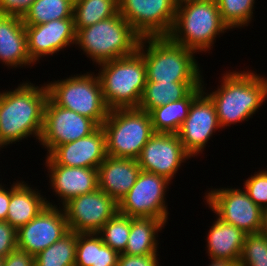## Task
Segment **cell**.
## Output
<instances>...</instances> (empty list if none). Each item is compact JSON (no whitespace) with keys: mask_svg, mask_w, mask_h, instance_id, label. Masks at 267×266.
Instances as JSON below:
<instances>
[{"mask_svg":"<svg viewBox=\"0 0 267 266\" xmlns=\"http://www.w3.org/2000/svg\"><path fill=\"white\" fill-rule=\"evenodd\" d=\"M47 99L46 83L24 81L15 90L1 91L0 141L7 147L31 136L39 142Z\"/></svg>","mask_w":267,"mask_h":266,"instance_id":"cell-1","label":"cell"},{"mask_svg":"<svg viewBox=\"0 0 267 266\" xmlns=\"http://www.w3.org/2000/svg\"><path fill=\"white\" fill-rule=\"evenodd\" d=\"M221 85L212 92L203 91L213 101L221 129L248 121L267 100V78L255 71H226Z\"/></svg>","mask_w":267,"mask_h":266,"instance_id":"cell-2","label":"cell"},{"mask_svg":"<svg viewBox=\"0 0 267 266\" xmlns=\"http://www.w3.org/2000/svg\"><path fill=\"white\" fill-rule=\"evenodd\" d=\"M137 50L146 64V82H202L204 78L195 59L198 53L168 36L143 37Z\"/></svg>","mask_w":267,"mask_h":266,"instance_id":"cell-3","label":"cell"},{"mask_svg":"<svg viewBox=\"0 0 267 266\" xmlns=\"http://www.w3.org/2000/svg\"><path fill=\"white\" fill-rule=\"evenodd\" d=\"M227 30L230 29L222 21L215 0H178L175 21L168 37L198 54L210 53L217 36Z\"/></svg>","mask_w":267,"mask_h":266,"instance_id":"cell-4","label":"cell"},{"mask_svg":"<svg viewBox=\"0 0 267 266\" xmlns=\"http://www.w3.org/2000/svg\"><path fill=\"white\" fill-rule=\"evenodd\" d=\"M98 68L107 107L138 108L147 80L142 54L136 50L132 55L102 62Z\"/></svg>","mask_w":267,"mask_h":266,"instance_id":"cell-5","label":"cell"},{"mask_svg":"<svg viewBox=\"0 0 267 266\" xmlns=\"http://www.w3.org/2000/svg\"><path fill=\"white\" fill-rule=\"evenodd\" d=\"M141 37L118 12L115 16L76 32L77 45L95 66L108 60L132 55Z\"/></svg>","mask_w":267,"mask_h":266,"instance_id":"cell-6","label":"cell"},{"mask_svg":"<svg viewBox=\"0 0 267 266\" xmlns=\"http://www.w3.org/2000/svg\"><path fill=\"white\" fill-rule=\"evenodd\" d=\"M102 128L108 156L136 160L155 133L150 114L138 108L110 110Z\"/></svg>","mask_w":267,"mask_h":266,"instance_id":"cell-7","label":"cell"},{"mask_svg":"<svg viewBox=\"0 0 267 266\" xmlns=\"http://www.w3.org/2000/svg\"><path fill=\"white\" fill-rule=\"evenodd\" d=\"M95 72L76 74L62 80L46 83L48 97L58 106L70 109L92 119L102 126L110 109L107 107L102 86Z\"/></svg>","mask_w":267,"mask_h":266,"instance_id":"cell-8","label":"cell"},{"mask_svg":"<svg viewBox=\"0 0 267 266\" xmlns=\"http://www.w3.org/2000/svg\"><path fill=\"white\" fill-rule=\"evenodd\" d=\"M171 181L163 176L141 171L130 191L118 203V212L131 218H155L168 221L166 192Z\"/></svg>","mask_w":267,"mask_h":266,"instance_id":"cell-9","label":"cell"},{"mask_svg":"<svg viewBox=\"0 0 267 266\" xmlns=\"http://www.w3.org/2000/svg\"><path fill=\"white\" fill-rule=\"evenodd\" d=\"M203 196L217 217L247 233L263 231L264 211L255 204L243 188H211Z\"/></svg>","mask_w":267,"mask_h":266,"instance_id":"cell-10","label":"cell"},{"mask_svg":"<svg viewBox=\"0 0 267 266\" xmlns=\"http://www.w3.org/2000/svg\"><path fill=\"white\" fill-rule=\"evenodd\" d=\"M119 13L141 37L168 36L178 0H118Z\"/></svg>","mask_w":267,"mask_h":266,"instance_id":"cell-11","label":"cell"},{"mask_svg":"<svg viewBox=\"0 0 267 266\" xmlns=\"http://www.w3.org/2000/svg\"><path fill=\"white\" fill-rule=\"evenodd\" d=\"M98 127L92 119L60 107L48 97L39 143L48 155L55 147L88 136Z\"/></svg>","mask_w":267,"mask_h":266,"instance_id":"cell-12","label":"cell"},{"mask_svg":"<svg viewBox=\"0 0 267 266\" xmlns=\"http://www.w3.org/2000/svg\"><path fill=\"white\" fill-rule=\"evenodd\" d=\"M69 231L97 233L118 212V203L100 189L72 198L63 206Z\"/></svg>","mask_w":267,"mask_h":266,"instance_id":"cell-13","label":"cell"},{"mask_svg":"<svg viewBox=\"0 0 267 266\" xmlns=\"http://www.w3.org/2000/svg\"><path fill=\"white\" fill-rule=\"evenodd\" d=\"M53 204L47 202L34 219L17 230L18 248L35 256L69 232L63 208Z\"/></svg>","mask_w":267,"mask_h":266,"instance_id":"cell-14","label":"cell"},{"mask_svg":"<svg viewBox=\"0 0 267 266\" xmlns=\"http://www.w3.org/2000/svg\"><path fill=\"white\" fill-rule=\"evenodd\" d=\"M190 158L176 133L155 132L137 161L141 171L163 176L172 182L181 164Z\"/></svg>","mask_w":267,"mask_h":266,"instance_id":"cell-15","label":"cell"},{"mask_svg":"<svg viewBox=\"0 0 267 266\" xmlns=\"http://www.w3.org/2000/svg\"><path fill=\"white\" fill-rule=\"evenodd\" d=\"M221 127L218 122L216 107L210 97L202 91L192 102L188 116L176 133L185 151L191 156L199 155L207 142Z\"/></svg>","mask_w":267,"mask_h":266,"instance_id":"cell-16","label":"cell"},{"mask_svg":"<svg viewBox=\"0 0 267 266\" xmlns=\"http://www.w3.org/2000/svg\"><path fill=\"white\" fill-rule=\"evenodd\" d=\"M25 31L28 54L34 64H38L45 56H53L64 48L75 45L76 42L74 18L25 25Z\"/></svg>","mask_w":267,"mask_h":266,"instance_id":"cell-17","label":"cell"},{"mask_svg":"<svg viewBox=\"0 0 267 266\" xmlns=\"http://www.w3.org/2000/svg\"><path fill=\"white\" fill-rule=\"evenodd\" d=\"M106 156L105 131L99 126L88 136L55 147L45 156L44 165L98 169Z\"/></svg>","mask_w":267,"mask_h":266,"instance_id":"cell-18","label":"cell"},{"mask_svg":"<svg viewBox=\"0 0 267 266\" xmlns=\"http://www.w3.org/2000/svg\"><path fill=\"white\" fill-rule=\"evenodd\" d=\"M45 167L50 178L49 186L61 202V207L72 198L92 193L98 189L97 168L66 167L63 165H45Z\"/></svg>","mask_w":267,"mask_h":266,"instance_id":"cell-19","label":"cell"},{"mask_svg":"<svg viewBox=\"0 0 267 266\" xmlns=\"http://www.w3.org/2000/svg\"><path fill=\"white\" fill-rule=\"evenodd\" d=\"M140 172L136 159L107 155L98 168V189L119 203L133 187Z\"/></svg>","mask_w":267,"mask_h":266,"instance_id":"cell-20","label":"cell"},{"mask_svg":"<svg viewBox=\"0 0 267 266\" xmlns=\"http://www.w3.org/2000/svg\"><path fill=\"white\" fill-rule=\"evenodd\" d=\"M0 61L12 69L35 65L28 54L22 17L0 14Z\"/></svg>","mask_w":267,"mask_h":266,"instance_id":"cell-21","label":"cell"},{"mask_svg":"<svg viewBox=\"0 0 267 266\" xmlns=\"http://www.w3.org/2000/svg\"><path fill=\"white\" fill-rule=\"evenodd\" d=\"M25 181H13L6 221L16 230L34 219L50 200ZM42 194V195H41Z\"/></svg>","mask_w":267,"mask_h":266,"instance_id":"cell-22","label":"cell"},{"mask_svg":"<svg viewBox=\"0 0 267 266\" xmlns=\"http://www.w3.org/2000/svg\"><path fill=\"white\" fill-rule=\"evenodd\" d=\"M246 233L217 216L207 234V254L209 258L239 262Z\"/></svg>","mask_w":267,"mask_h":266,"instance_id":"cell-23","label":"cell"},{"mask_svg":"<svg viewBox=\"0 0 267 266\" xmlns=\"http://www.w3.org/2000/svg\"><path fill=\"white\" fill-rule=\"evenodd\" d=\"M166 224L155 218H131V229L125 255H158L160 233Z\"/></svg>","mask_w":267,"mask_h":266,"instance_id":"cell-24","label":"cell"},{"mask_svg":"<svg viewBox=\"0 0 267 266\" xmlns=\"http://www.w3.org/2000/svg\"><path fill=\"white\" fill-rule=\"evenodd\" d=\"M202 82H146L138 109L150 113L153 109L185 98Z\"/></svg>","mask_w":267,"mask_h":266,"instance_id":"cell-25","label":"cell"},{"mask_svg":"<svg viewBox=\"0 0 267 266\" xmlns=\"http://www.w3.org/2000/svg\"><path fill=\"white\" fill-rule=\"evenodd\" d=\"M119 255L97 233H77L75 266H117Z\"/></svg>","mask_w":267,"mask_h":266,"instance_id":"cell-26","label":"cell"},{"mask_svg":"<svg viewBox=\"0 0 267 266\" xmlns=\"http://www.w3.org/2000/svg\"><path fill=\"white\" fill-rule=\"evenodd\" d=\"M203 91L202 86L193 89L185 98L153 109L149 114L154 132L177 133L188 116L193 100Z\"/></svg>","mask_w":267,"mask_h":266,"instance_id":"cell-27","label":"cell"},{"mask_svg":"<svg viewBox=\"0 0 267 266\" xmlns=\"http://www.w3.org/2000/svg\"><path fill=\"white\" fill-rule=\"evenodd\" d=\"M118 12V0H76L73 10L75 31L111 18Z\"/></svg>","mask_w":267,"mask_h":266,"instance_id":"cell-28","label":"cell"},{"mask_svg":"<svg viewBox=\"0 0 267 266\" xmlns=\"http://www.w3.org/2000/svg\"><path fill=\"white\" fill-rule=\"evenodd\" d=\"M72 0H35L22 17L24 25H40L49 21L73 18Z\"/></svg>","mask_w":267,"mask_h":266,"instance_id":"cell-29","label":"cell"},{"mask_svg":"<svg viewBox=\"0 0 267 266\" xmlns=\"http://www.w3.org/2000/svg\"><path fill=\"white\" fill-rule=\"evenodd\" d=\"M77 233L69 231L60 240L34 256V266H75Z\"/></svg>","mask_w":267,"mask_h":266,"instance_id":"cell-30","label":"cell"},{"mask_svg":"<svg viewBox=\"0 0 267 266\" xmlns=\"http://www.w3.org/2000/svg\"><path fill=\"white\" fill-rule=\"evenodd\" d=\"M256 0H215L222 21L229 29L248 26L253 20Z\"/></svg>","mask_w":267,"mask_h":266,"instance_id":"cell-31","label":"cell"},{"mask_svg":"<svg viewBox=\"0 0 267 266\" xmlns=\"http://www.w3.org/2000/svg\"><path fill=\"white\" fill-rule=\"evenodd\" d=\"M130 229L131 217L117 212L103 225L97 234L104 244L121 254L126 249Z\"/></svg>","mask_w":267,"mask_h":266,"instance_id":"cell-32","label":"cell"},{"mask_svg":"<svg viewBox=\"0 0 267 266\" xmlns=\"http://www.w3.org/2000/svg\"><path fill=\"white\" fill-rule=\"evenodd\" d=\"M242 187L248 194L249 198L257 204L263 211L267 208V170L260 169L251 174Z\"/></svg>","mask_w":267,"mask_h":266,"instance_id":"cell-33","label":"cell"},{"mask_svg":"<svg viewBox=\"0 0 267 266\" xmlns=\"http://www.w3.org/2000/svg\"><path fill=\"white\" fill-rule=\"evenodd\" d=\"M267 259V233H247L239 260Z\"/></svg>","mask_w":267,"mask_h":266,"instance_id":"cell-34","label":"cell"},{"mask_svg":"<svg viewBox=\"0 0 267 266\" xmlns=\"http://www.w3.org/2000/svg\"><path fill=\"white\" fill-rule=\"evenodd\" d=\"M17 247V230L7 221H0V257L5 258Z\"/></svg>","mask_w":267,"mask_h":266,"instance_id":"cell-35","label":"cell"},{"mask_svg":"<svg viewBox=\"0 0 267 266\" xmlns=\"http://www.w3.org/2000/svg\"><path fill=\"white\" fill-rule=\"evenodd\" d=\"M35 0H0V14L23 17Z\"/></svg>","mask_w":267,"mask_h":266,"instance_id":"cell-36","label":"cell"},{"mask_svg":"<svg viewBox=\"0 0 267 266\" xmlns=\"http://www.w3.org/2000/svg\"><path fill=\"white\" fill-rule=\"evenodd\" d=\"M159 255H125L120 254L117 266H160Z\"/></svg>","mask_w":267,"mask_h":266,"instance_id":"cell-37","label":"cell"},{"mask_svg":"<svg viewBox=\"0 0 267 266\" xmlns=\"http://www.w3.org/2000/svg\"><path fill=\"white\" fill-rule=\"evenodd\" d=\"M4 266H34V256L16 247L4 258Z\"/></svg>","mask_w":267,"mask_h":266,"instance_id":"cell-38","label":"cell"},{"mask_svg":"<svg viewBox=\"0 0 267 266\" xmlns=\"http://www.w3.org/2000/svg\"><path fill=\"white\" fill-rule=\"evenodd\" d=\"M6 184L0 186V221H6L10 202V189L5 188Z\"/></svg>","mask_w":267,"mask_h":266,"instance_id":"cell-39","label":"cell"},{"mask_svg":"<svg viewBox=\"0 0 267 266\" xmlns=\"http://www.w3.org/2000/svg\"><path fill=\"white\" fill-rule=\"evenodd\" d=\"M211 263L208 266H239V264L235 261H230L226 259H215L209 258Z\"/></svg>","mask_w":267,"mask_h":266,"instance_id":"cell-40","label":"cell"},{"mask_svg":"<svg viewBox=\"0 0 267 266\" xmlns=\"http://www.w3.org/2000/svg\"><path fill=\"white\" fill-rule=\"evenodd\" d=\"M239 266H267V259L263 260H239Z\"/></svg>","mask_w":267,"mask_h":266,"instance_id":"cell-41","label":"cell"},{"mask_svg":"<svg viewBox=\"0 0 267 266\" xmlns=\"http://www.w3.org/2000/svg\"><path fill=\"white\" fill-rule=\"evenodd\" d=\"M263 231L267 233V208L264 210L263 214Z\"/></svg>","mask_w":267,"mask_h":266,"instance_id":"cell-42","label":"cell"},{"mask_svg":"<svg viewBox=\"0 0 267 266\" xmlns=\"http://www.w3.org/2000/svg\"><path fill=\"white\" fill-rule=\"evenodd\" d=\"M0 266H4V258L0 257Z\"/></svg>","mask_w":267,"mask_h":266,"instance_id":"cell-43","label":"cell"},{"mask_svg":"<svg viewBox=\"0 0 267 266\" xmlns=\"http://www.w3.org/2000/svg\"><path fill=\"white\" fill-rule=\"evenodd\" d=\"M4 147L6 148V146L0 141V149H3Z\"/></svg>","mask_w":267,"mask_h":266,"instance_id":"cell-44","label":"cell"}]
</instances>
